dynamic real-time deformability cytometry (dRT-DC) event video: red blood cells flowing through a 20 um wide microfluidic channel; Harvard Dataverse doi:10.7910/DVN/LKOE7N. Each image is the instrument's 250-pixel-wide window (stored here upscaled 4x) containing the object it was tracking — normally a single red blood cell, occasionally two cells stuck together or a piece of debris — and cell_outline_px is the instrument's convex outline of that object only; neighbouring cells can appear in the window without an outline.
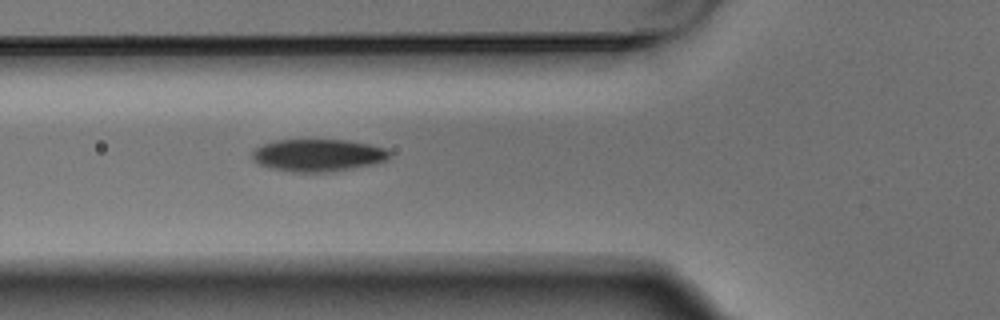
{"species": "Egyptian fruit bat (a non-hibernating species)", "species_latin": "Rousettus aegyptiacus", "temperature_condition": "warm", "stored_images_in_passage": 4, "camera_frame_rate_fps": 3000, "um_per_image_px": 0.085, "animal": {"sex": "male"}, "frame": {"image": 1, "passage_image": 4, "time_ms": 1.0, "image_size_px": [1000, 320], "cell_outline_px": [[392, 156], [388, 160], [376, 164], [352, 168], [324, 172], [292, 172], [272, 168], [260, 164], [252, 160], [252, 152], [260, 144], [276, 140], [348, 140], [368, 144], [384, 148], [392, 152]], "centroid_in_image_um": [27.05, 13.19], "position_along_channel_um": 98.7, "area_um2": 26.01}}